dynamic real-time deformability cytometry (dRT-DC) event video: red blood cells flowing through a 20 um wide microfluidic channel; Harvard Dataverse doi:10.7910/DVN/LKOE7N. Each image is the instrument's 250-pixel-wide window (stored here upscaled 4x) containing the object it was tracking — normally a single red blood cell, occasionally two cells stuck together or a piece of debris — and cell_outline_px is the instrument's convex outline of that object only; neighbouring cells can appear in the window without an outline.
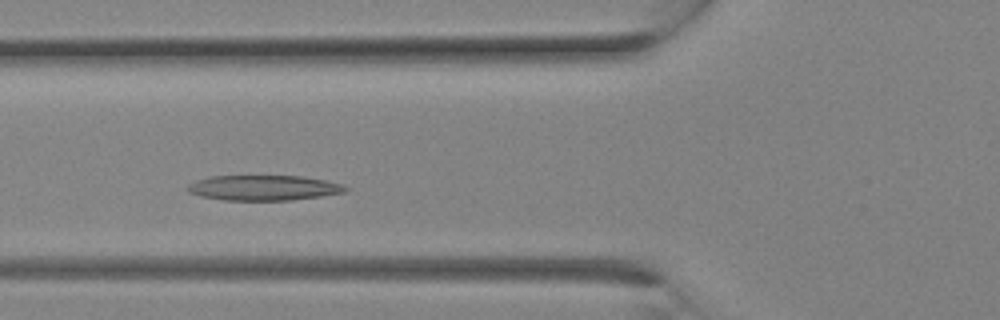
{"species": "Egyptian fruit bat (a non-hibernating species)", "species_latin": "Rousettus aegyptiacus", "temperature_condition": "room temperature", "stored_images_in_passage": 8, "camera_frame_rate_fps": 3000, "um_per_image_px": 0.085, "animal": {"sex": "female"}, "frame": {"image": 1, "passage_image": 3, "time_ms": 0.667, "image_size_px": [1000, 320], "cell_outline_px": [[348, 188], [344, 192], [320, 196], [292, 200], [224, 200], [200, 196], [188, 192], [188, 184], [196, 180], [208, 176], [300, 176], [324, 180], [344, 184]], "centroid_in_image_um": [22.39, 15.96], "position_along_channel_um": 103.4, "area_um2": 23.12}}
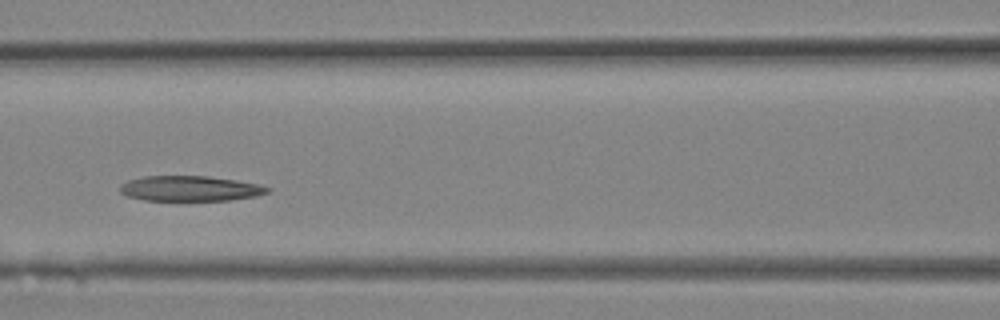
{"frame": {"image": 2, "passage_image": 5, "time_ms": 1.333, "image_size_px": [1000, 320], "cell_outline_px": [[272, 188], [268, 192], [256, 196], [232, 200], [144, 200], [128, 196], [120, 192], [120, 184], [128, 180], [144, 176], [208, 176], [236, 180], [260, 184]], "centroid_in_image_um": [16.18, 16.02], "position_along_channel_um": 150.4, "area_um2": 21.73}}
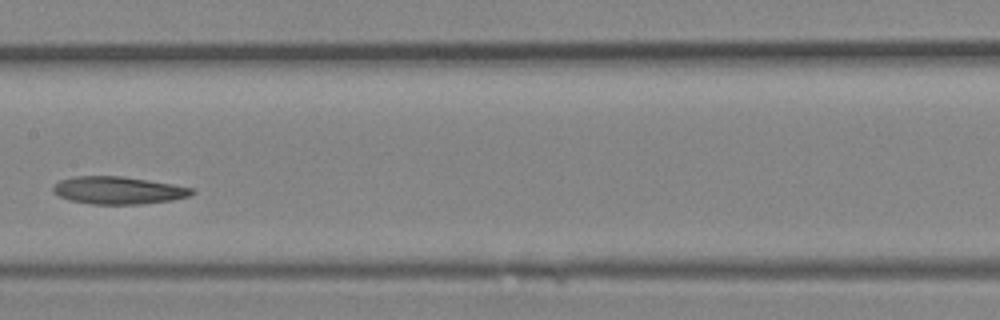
{"frame": {"image": 3, "passage_image": 7, "time_ms": 2.0, "image_size_px": [1000, 320], "cell_outline_px": [[196, 192], [188, 196], [172, 200], [140, 204], [92, 204], [68, 200], [52, 192], [52, 184], [60, 180], [72, 176], [120, 176], [148, 180], [196, 188]], "centroid_in_image_um": [10.03, 16.17], "position_along_channel_um": 197.4, "area_um2": 22.43}}